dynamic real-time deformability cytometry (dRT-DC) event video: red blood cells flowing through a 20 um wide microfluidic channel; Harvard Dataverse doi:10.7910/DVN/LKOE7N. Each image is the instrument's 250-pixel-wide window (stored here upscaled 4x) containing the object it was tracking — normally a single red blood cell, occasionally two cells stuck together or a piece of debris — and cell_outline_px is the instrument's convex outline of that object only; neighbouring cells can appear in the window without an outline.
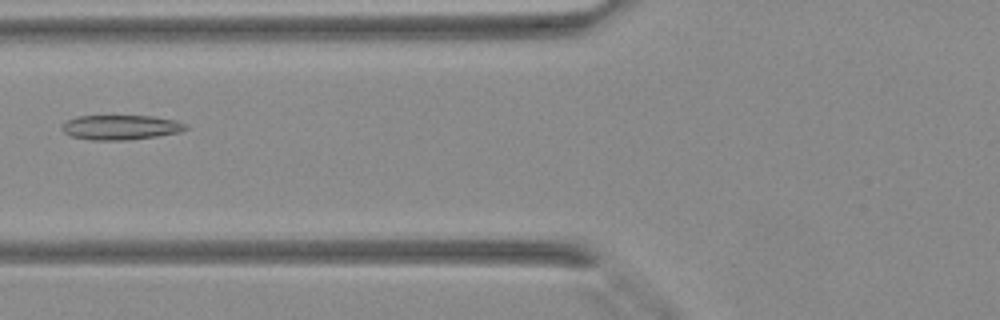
{"species": "Egyptian fruit bat (a non-hibernating species)", "species_latin": "Rousettus aegyptiacus", "temperature_condition": "warm", "stored_images_in_passage": 37, "camera_frame_rate_fps": 3000, "um_per_image_px": 0.085, "animal": {"sex": "female"}, "frame": {"image": 1, "passage_image": 12, "time_ms": 3.667, "image_size_px": [1000, 320], "cell_outline_px": [[188, 128], [180, 132], [156, 136], [124, 140], [92, 140], [72, 136], [64, 132], [60, 128], [64, 120], [76, 116], [152, 116], [176, 120], [188, 124]], "centroid_in_image_um": [10.24, 10.81], "position_along_channel_um": 115.6, "area_um2": 17.92}}
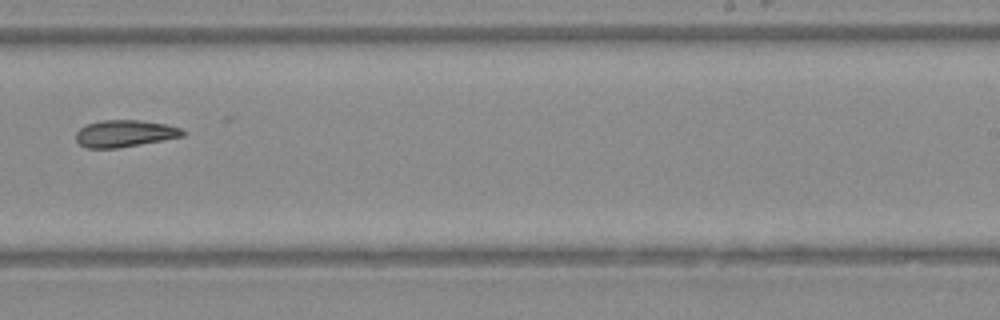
{"frame": {"image": 2, "passage_image": 22, "time_ms": 7.0, "image_size_px": [1000, 320], "cell_outline_px": [[184, 136], [116, 148], [88, 148], [80, 144], [76, 140], [76, 132], [80, 128], [88, 124], [104, 120], [140, 120], [168, 124], [180, 128], [184, 132]], "centroid_in_image_um": [10.6, 11.34], "position_along_channel_um": 278.4, "area_um2": 16.53}}
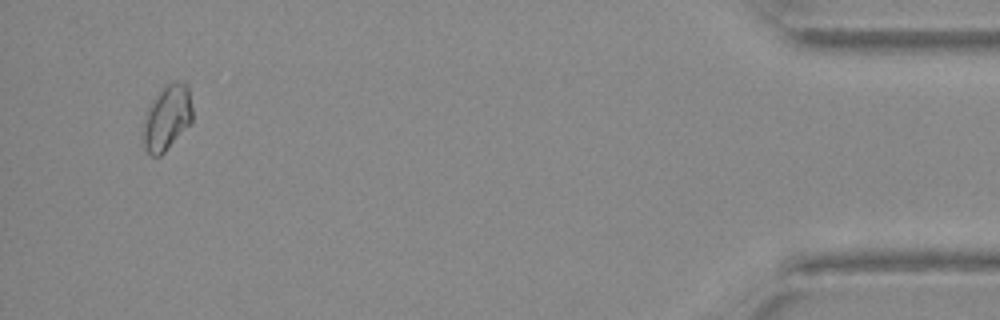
{"frame": {"image": 3, "passage_image": 35, "time_ms": 11.333, "image_size_px": [1000, 320], "cell_outline_px": [[192, 120], [164, 152], [160, 156], [152, 156], [148, 152], [144, 144], [144, 124], [148, 108], [152, 100], [160, 88], [164, 84], [176, 80], [188, 84], [192, 108]], "centroid_in_image_um": [14.21, 9.93], "position_along_channel_um": 421.0, "area_um2": 18.44}}